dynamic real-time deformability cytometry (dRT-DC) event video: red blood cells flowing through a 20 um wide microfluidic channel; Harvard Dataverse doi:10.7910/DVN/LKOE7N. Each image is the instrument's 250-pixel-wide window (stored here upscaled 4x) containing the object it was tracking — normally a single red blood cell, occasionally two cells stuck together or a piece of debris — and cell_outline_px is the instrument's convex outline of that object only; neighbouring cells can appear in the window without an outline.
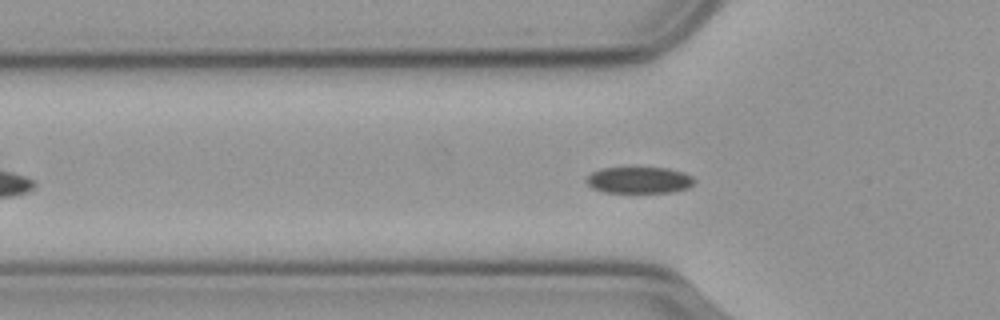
{"species": "common noctule bat (a hibernating species)", "species_latin": "Nyctalus noctula", "temperature_condition": "cold", "stored_images_in_passage": 45, "camera_frame_rate_fps": 3000, "um_per_image_px": 0.085, "animal": {"sex": "male", "body_mass_g": 23.1, "forearm_length_mm": 52.7}, "frame": {"image": 1, "passage_image": 15, "time_ms": 4.667, "image_size_px": [1000, 320], "cell_outline_px": [[696, 180], [688, 188], [672, 192], [604, 192], [592, 188], [584, 180], [592, 172], [604, 168], [668, 168], [684, 172], [692, 176]], "centroid_in_image_um": [54.34, 15.31], "position_along_channel_um": 71.5, "area_um2": 16.59}}
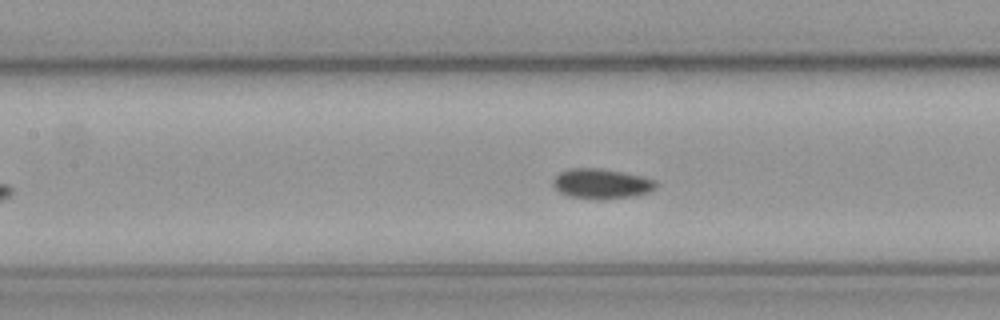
{"frame": {"image": 2, "passage_image": 22, "time_ms": 7.0, "image_size_px": [1000, 320], "cell_outline_px": [[656, 188], [648, 192], [632, 196], [608, 200], [568, 196], [560, 192], [552, 184], [552, 180], [560, 172], [568, 168], [600, 168], [644, 176], [656, 180]], "centroid_in_image_um": [51.13, 15.61], "position_along_channel_um": 156.3, "area_um2": 18.09}}
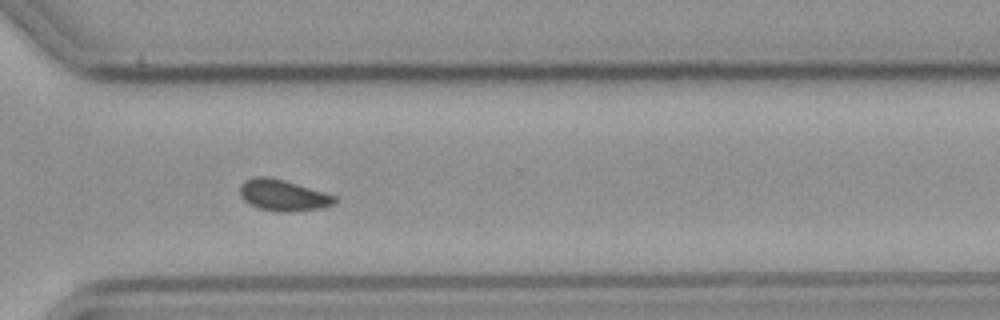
{"frame": {"image": 3, "passage_image": 38, "time_ms": 12.333, "image_size_px": [1000, 320], "cell_outline_px": [[340, 200], [336, 204], [320, 208], [284, 212], [280, 212], [260, 208], [244, 200], [240, 196], [240, 184], [244, 180], [256, 176], [268, 176], [284, 180], [324, 192], [336, 196]], "centroid_in_image_um": [24.08, 16.58], "position_along_channel_um": 346.5, "area_um2": 17.22}, "authors_computed_cell_mechanics": {"area_um2": 17.1088, "velocity_mm_per_s": 3.5831, "shape_relaxation_time_tau1_ms": 1.9079, "shape_relaxation_time_tau2_ms": 5.306, "deformation_change_tau1": 0.0678, "deformation_change_tau2": 0.0912}}